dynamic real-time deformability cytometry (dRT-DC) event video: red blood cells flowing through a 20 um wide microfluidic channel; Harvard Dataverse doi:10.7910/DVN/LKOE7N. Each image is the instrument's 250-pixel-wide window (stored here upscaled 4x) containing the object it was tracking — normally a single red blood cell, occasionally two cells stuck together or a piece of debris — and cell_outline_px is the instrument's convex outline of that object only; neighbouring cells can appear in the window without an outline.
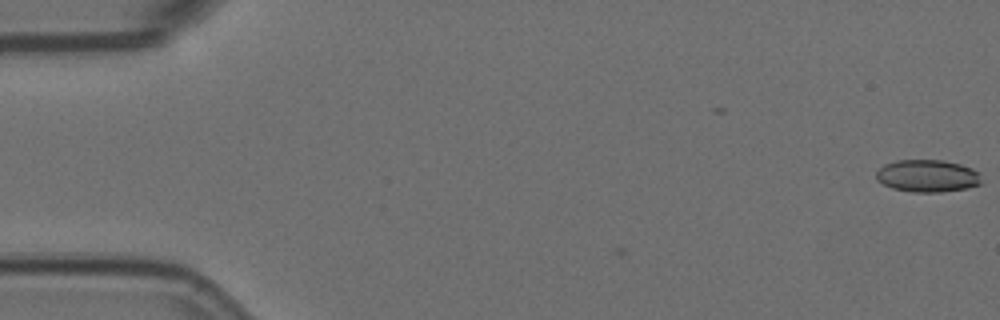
{"species": "Egyptian fruit bat (a non-hibernating species)", "species_latin": "Rousettus aegyptiacus", "temperature_condition": "room temperature", "stored_images_in_passage": 3, "camera_frame_rate_fps": 3000, "um_per_image_px": 0.085, "animal": {"sex": "female"}, "frame": {"image": 1, "passage_image": 3, "time_ms": 0.667, "image_size_px": [1000, 320], "cell_outline_px": [[980, 184], [968, 188], [940, 192], [912, 192], [892, 188], [876, 180], [876, 172], [884, 164], [896, 160], [944, 160], [960, 164], [972, 168], [980, 172]], "centroid_in_image_um": [78.83, 14.95], "position_along_channel_um": 6.2, "area_um2": 19.94}}